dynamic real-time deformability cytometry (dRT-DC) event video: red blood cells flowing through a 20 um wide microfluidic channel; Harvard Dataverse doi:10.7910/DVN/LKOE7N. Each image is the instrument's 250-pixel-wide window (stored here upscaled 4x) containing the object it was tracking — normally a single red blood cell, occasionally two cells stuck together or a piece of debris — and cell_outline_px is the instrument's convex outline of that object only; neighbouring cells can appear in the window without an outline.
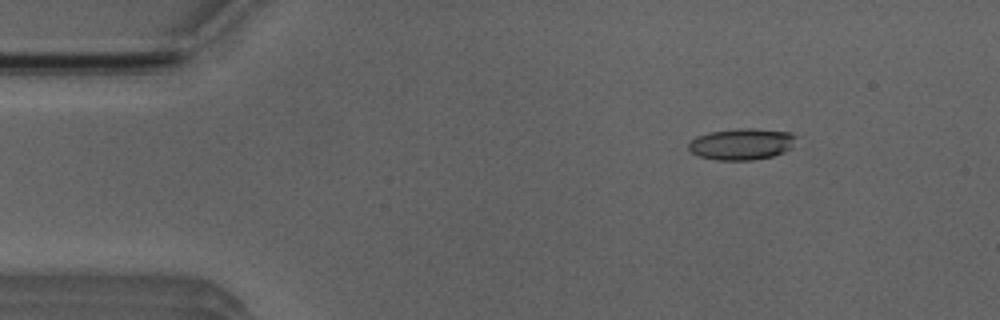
{"species": "Egyptian fruit bat (a non-hibernating species)", "species_latin": "Rousettus aegyptiacus", "temperature_condition": "room temperature", "stored_images_in_passage": 3, "camera_frame_rate_fps": 3000, "um_per_image_px": 0.085, "animal": {"sex": "male"}, "frame": {"image": 1, "passage_image": 1, "time_ms": 0.0, "image_size_px": [1000, 320], "cell_outline_px": [[796, 136], [792, 148], [784, 152], [772, 156], [752, 160], [716, 160], [700, 156], [692, 152], [688, 148], [688, 144], [696, 136], [708, 132], [736, 128], [756, 128], [792, 132]], "centroid_in_image_um": [63.06, 12.23], "position_along_channel_um": 21.9, "area_um2": 19.88}}